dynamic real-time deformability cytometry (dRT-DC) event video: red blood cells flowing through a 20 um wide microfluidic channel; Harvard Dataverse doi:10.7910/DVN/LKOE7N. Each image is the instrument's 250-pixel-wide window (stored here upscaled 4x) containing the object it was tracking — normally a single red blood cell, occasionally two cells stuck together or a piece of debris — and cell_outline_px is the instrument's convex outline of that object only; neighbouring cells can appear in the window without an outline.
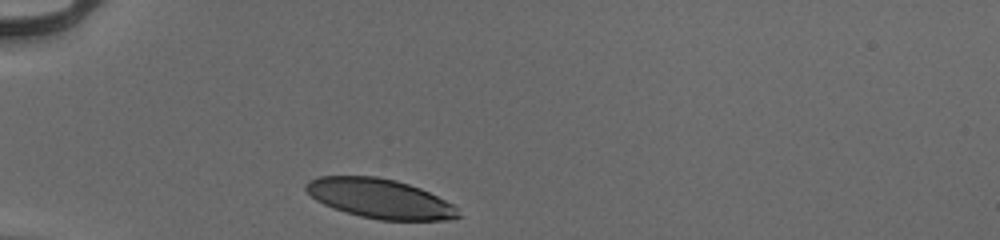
{"species": "human", "species_latin": "Homo sapiens", "temperature_condition": "cold", "stored_images_in_passage": 29, "camera_frame_rate_fps": 3000, "um_per_image_px": 0.085, "donor": {"sex": "male"}, "frame": {"image": 1, "passage_image": 1, "time_ms": 0.0, "image_size_px": [1000, 240], "cell_outline_px": [[460, 216], [452, 220], [380, 220], [360, 216], [344, 212], [324, 204], [316, 200], [304, 188], [304, 184], [308, 180], [320, 176], [376, 176], [396, 180], [420, 188], [452, 204], [456, 208]], "centroid_in_image_um": [32.26, 16.87], "position_along_channel_um": 52.7, "area_um2": 34.91}}
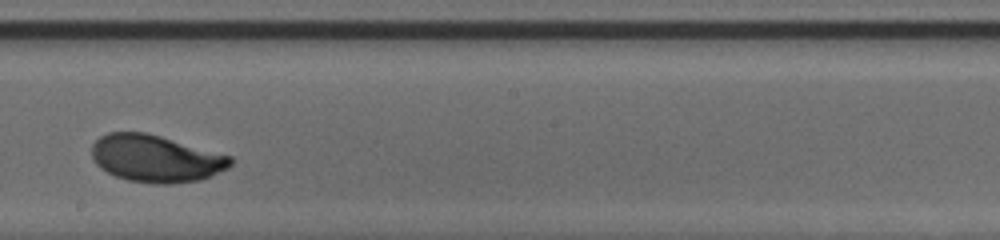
{"frame": {"image": 2, "passage_image": 17, "time_ms": 5.333, "image_size_px": [1000, 240], "cell_outline_px": [[232, 164], [228, 168], [200, 180], [172, 184], [156, 184], [128, 180], [116, 176], [100, 168], [96, 164], [92, 156], [92, 144], [100, 136], [108, 132], [144, 132], [160, 136], [232, 156]], "centroid_in_image_um": [13.23, 13.48], "position_along_channel_um": 235.0, "area_um2": 38.03}}
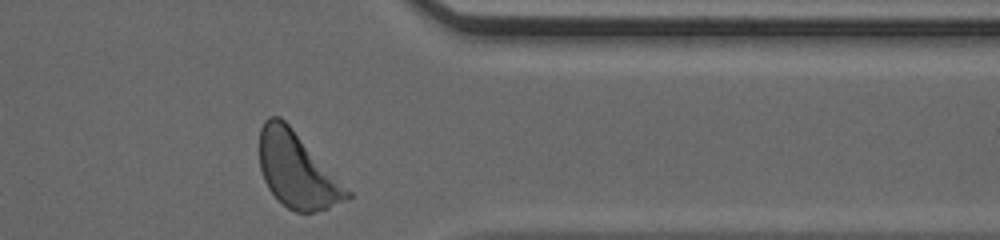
{"frame": {"image": 3, "passage_image": 29, "time_ms": 9.333, "image_size_px": [1000, 240], "cell_outline_px": [[352, 196], [348, 200], [328, 208], [316, 212], [296, 212], [288, 208], [268, 188], [264, 180], [260, 168], [260, 128], [264, 120], [268, 116], [280, 116], [292, 128], [352, 192]], "centroid_in_image_um": [25.26, 14.47], "position_along_channel_um": 386.1, "area_um2": 38.15}, "authors_computed_cell_mechanics": {"area_um2": 37.281, "velocity_mm_per_s": 3.9055, "shape_relaxation_time_tau1_ms": 3.3394, "shape_relaxation_time_tau2_ms": null, "deformation_change_tau1": 0.1551, "deformation_change_tau2": null}}